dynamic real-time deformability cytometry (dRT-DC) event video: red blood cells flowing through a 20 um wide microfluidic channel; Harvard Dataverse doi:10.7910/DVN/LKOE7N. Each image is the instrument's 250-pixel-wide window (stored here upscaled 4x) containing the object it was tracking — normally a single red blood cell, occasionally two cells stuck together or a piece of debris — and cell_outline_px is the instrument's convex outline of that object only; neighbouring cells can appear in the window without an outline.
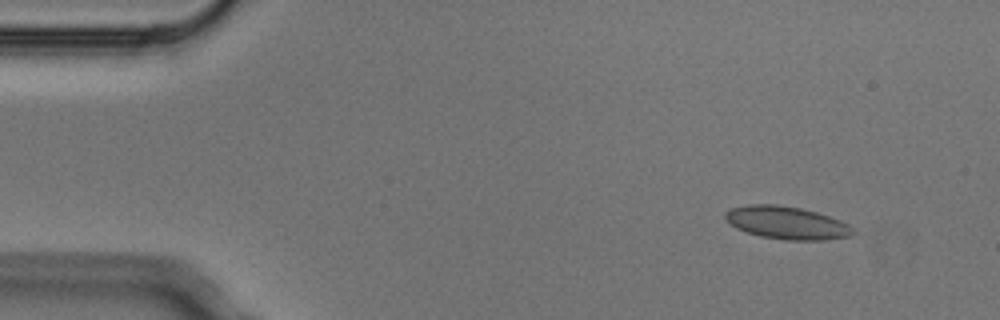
{"species": "Egyptian fruit bat (a non-hibernating species)", "species_latin": "Rousettus aegyptiacus", "temperature_condition": "cold", "stored_images_in_passage": 5, "camera_frame_rate_fps": 3000, "um_per_image_px": 0.085, "animal": {"sex": "male"}, "frame": {"image": 1, "passage_image": 2, "time_ms": 0.333, "image_size_px": [1000, 320], "cell_outline_px": [[856, 232], [852, 236], [824, 240], [784, 240], [760, 236], [736, 228], [724, 220], [724, 212], [732, 208], [748, 204], [776, 204], [800, 208], [816, 212], [840, 220], [856, 228]], "centroid_in_image_um": [66.88, 18.94], "position_along_channel_um": 18.1, "area_um2": 24.62}}
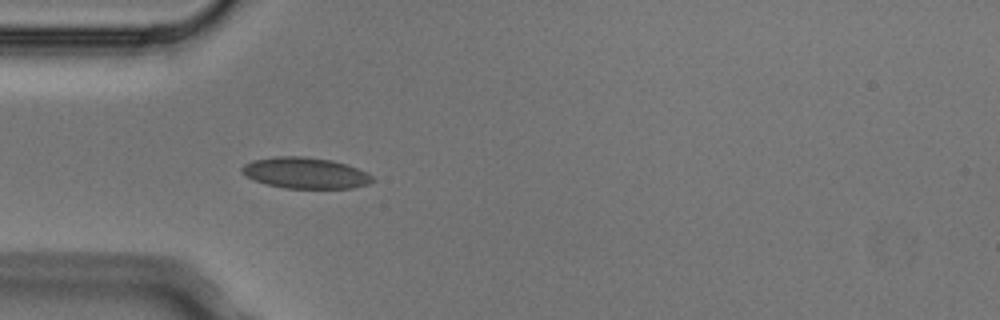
{"frame": {"image": 2, "passage_image": 5, "time_ms": 1.333, "image_size_px": [1000, 320], "cell_outline_px": [[376, 180], [368, 184], [352, 188], [284, 188], [252, 180], [244, 176], [240, 172], [240, 168], [244, 164], [252, 160], [276, 156], [304, 156], [332, 160], [348, 164], [368, 172]], "centroid_in_image_um": [25.94, 14.7], "position_along_channel_um": 59.1, "area_um2": 23.99}}